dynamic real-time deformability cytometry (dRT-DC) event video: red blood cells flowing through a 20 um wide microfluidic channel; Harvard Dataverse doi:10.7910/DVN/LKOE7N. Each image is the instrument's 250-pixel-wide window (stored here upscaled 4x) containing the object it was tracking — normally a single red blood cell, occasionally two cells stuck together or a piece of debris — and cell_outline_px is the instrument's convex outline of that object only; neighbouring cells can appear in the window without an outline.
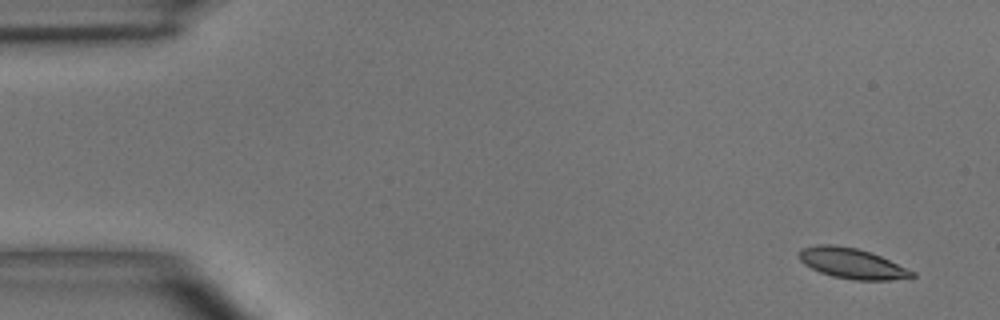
{"species": "common noctule bat (a hibernating species)", "species_latin": "Nyctalus noctula", "temperature_condition": "room temperature", "stored_images_in_passage": 5, "camera_frame_rate_fps": 3000, "um_per_image_px": 0.085, "animal": {"sex": "male", "body_mass_g": 15.6}, "frame": {"image": 1, "passage_image": 1, "time_ms": 0.0, "image_size_px": [1000, 320], "cell_outline_px": [[916, 276], [912, 280], [852, 280], [832, 276], [820, 272], [804, 264], [800, 260], [800, 248], [816, 244], [836, 244], [856, 248], [872, 252], [916, 272]], "centroid_in_image_um": [72.49, 22.4], "position_along_channel_um": 12.5, "area_um2": 20.46}}
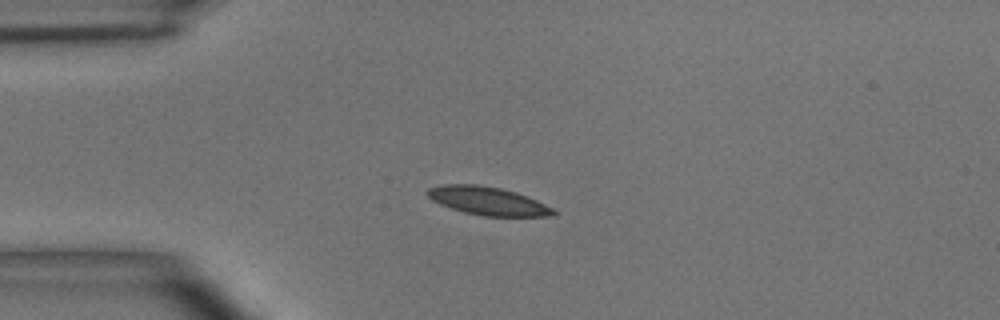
{"frame": {"image": 2, "passage_image": 3, "time_ms": 3.333, "image_size_px": [1000, 320], "cell_outline_px": [[556, 216], [484, 216], [464, 212], [440, 204], [432, 200], [424, 192], [428, 188], [444, 184], [476, 184], [500, 188], [516, 192], [536, 200], [552, 208], [556, 212]], "centroid_in_image_um": [41.44, 17.07], "position_along_channel_um": 43.6, "area_um2": 20.63}}
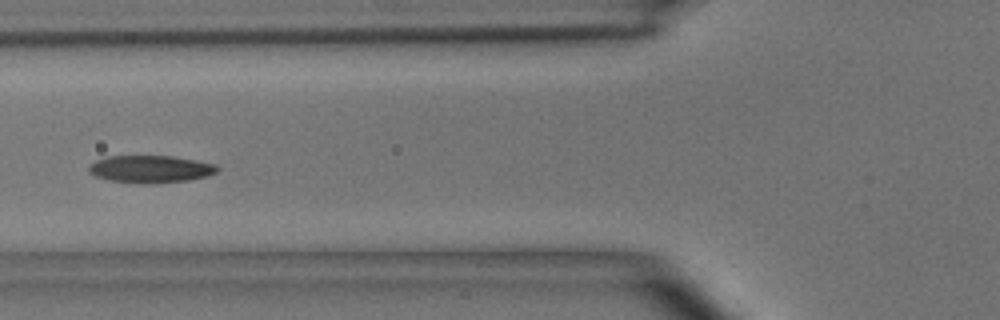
{"frame": {"image": 3, "passage_image": 5, "time_ms": 5.667, "image_size_px": [1000, 320], "cell_outline_px": [[220, 168], [216, 172], [208, 176], [188, 180], [148, 184], [140, 184], [108, 180], [96, 176], [88, 172], [88, 164], [96, 160], [108, 156], [172, 156], [196, 160], [216, 164]], "centroid_in_image_um": [12.78, 14.37], "position_along_channel_um": 113.0, "area_um2": 20.69}}